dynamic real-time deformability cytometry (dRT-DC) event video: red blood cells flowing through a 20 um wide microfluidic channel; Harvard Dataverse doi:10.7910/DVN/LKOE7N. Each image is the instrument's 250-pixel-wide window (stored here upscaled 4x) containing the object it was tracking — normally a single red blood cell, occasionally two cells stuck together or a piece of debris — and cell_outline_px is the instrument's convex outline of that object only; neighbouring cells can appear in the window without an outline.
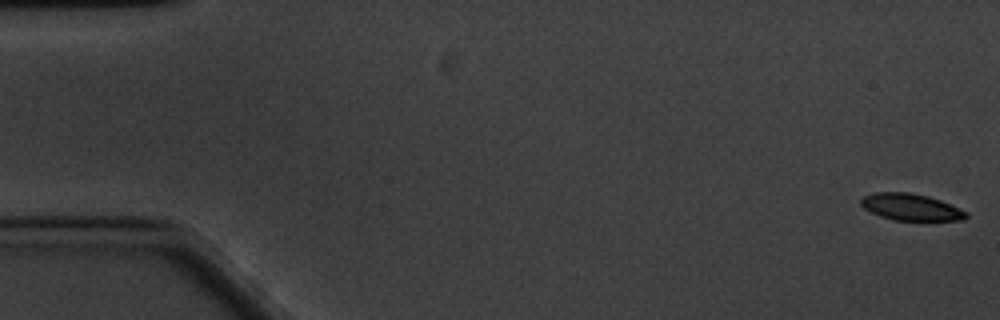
{"species": "common noctule bat (a hibernating species)", "species_latin": "Nyctalus noctula", "temperature_condition": "cold", "stored_images_in_passage": 15, "camera_frame_rate_fps": 3000, "um_per_image_px": 0.085, "animal": {"sex": "male", "body_mass_g": 20.1, "forearm_length_mm": 53.5}, "frame": {"image": 1, "passage_image": 1, "time_ms": 0.0, "image_size_px": [1000, 320], "cell_outline_px": [[968, 216], [964, 220], [892, 220], [880, 216], [864, 208], [860, 204], [860, 200], [864, 196], [872, 192], [908, 192], [928, 196], [940, 200], [968, 212]], "centroid_in_image_um": [77.41, 17.6], "position_along_channel_um": 7.6, "area_um2": 16.36}}